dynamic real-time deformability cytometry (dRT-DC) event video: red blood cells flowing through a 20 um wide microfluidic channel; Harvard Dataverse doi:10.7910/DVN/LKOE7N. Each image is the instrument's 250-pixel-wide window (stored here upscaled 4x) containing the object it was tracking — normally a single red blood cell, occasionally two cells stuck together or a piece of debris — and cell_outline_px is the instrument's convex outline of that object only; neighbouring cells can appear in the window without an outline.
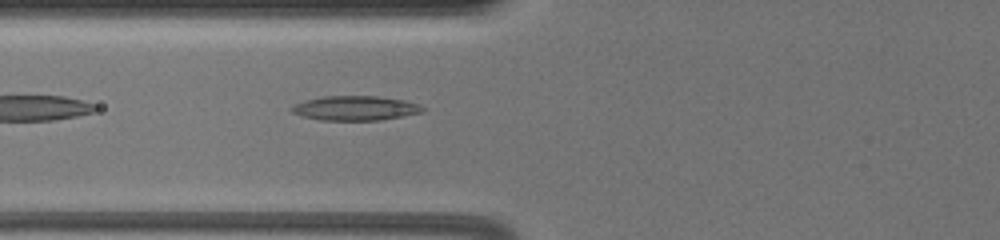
{"species": "common noctule bat (a hibernating species)", "species_latin": "Nyctalus noctula", "temperature_condition": "warm", "stored_images_in_passage": 38, "camera_frame_rate_fps": 3000, "um_per_image_px": 0.085, "animal": {"sex": "female", "body_mass_g": 19.5, "forearm_length_mm": 54.1}, "frame": {"image": 1, "passage_image": 3, "time_ms": 0.667, "image_size_px": [1000, 240], "cell_outline_px": [[424, 112], [380, 120], [320, 120], [300, 116], [292, 112], [292, 108], [296, 104], [320, 96], [376, 96], [404, 100], [420, 104], [424, 108]], "centroid_in_image_um": [30.23, 9.19], "position_along_channel_um": 95.6, "area_um2": 18.61}}
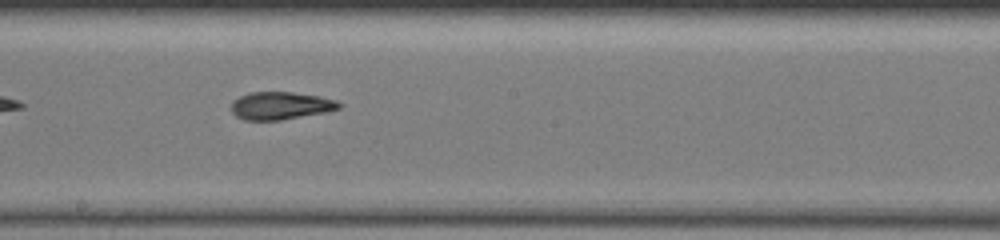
{"frame": {"image": 2, "passage_image": 14, "time_ms": 4.333, "image_size_px": [1000, 240], "cell_outline_px": [[344, 104], [340, 108], [328, 112], [280, 120], [244, 120], [236, 116], [232, 112], [232, 100], [248, 92], [292, 92], [320, 96], [336, 100]], "centroid_in_image_um": [23.88, 8.98], "position_along_channel_um": 224.3, "area_um2": 17.57}}
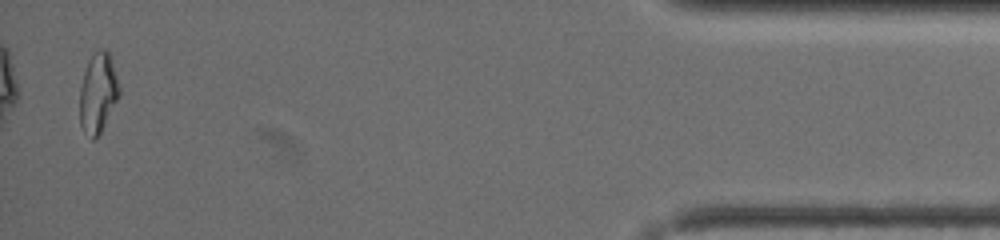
{"frame": {"image": 3, "passage_image": 37, "time_ms": 12.0, "image_size_px": [1000, 240], "cell_outline_px": [[120, 96], [100, 132], [92, 140], [84, 132], [80, 124], [80, 88], [84, 72], [88, 60], [92, 52], [100, 48], [104, 48], [108, 52], [120, 88]], "centroid_in_image_um": [8.32, 7.88], "position_along_channel_um": 426.9, "area_um2": 18.26}, "authors_computed_cell_mechanics": {"area_um2": 17.629, "velocity_mm_per_s": 3.5051, "shape_relaxation_time_tau1_ms": null, "shape_relaxation_time_tau2_ms": 2.5242, "deformation_change_tau1": null, "deformation_change_tau2": 0.0967}}